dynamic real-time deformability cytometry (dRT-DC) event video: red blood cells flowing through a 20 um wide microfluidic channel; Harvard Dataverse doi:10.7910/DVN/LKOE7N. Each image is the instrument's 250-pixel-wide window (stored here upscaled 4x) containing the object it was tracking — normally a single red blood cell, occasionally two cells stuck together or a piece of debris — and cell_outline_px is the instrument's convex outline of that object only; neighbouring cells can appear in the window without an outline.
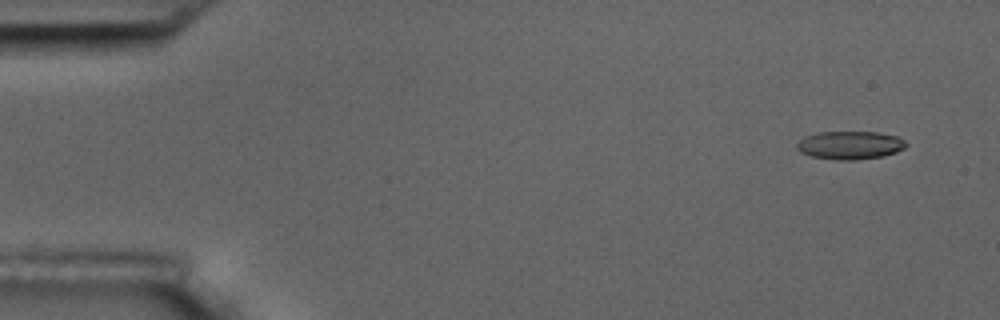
{"species": "common noctule bat (a hibernating species)", "species_latin": "Nyctalus noctula", "temperature_condition": "room temperature", "stored_images_in_passage": 6, "segment_of_instrument_passage": [2, 2], "camera_frame_rate_fps": 3000, "um_per_image_px": 0.085, "animal": {"sex": "male", "body_mass_g": 17.5, "forearm_length_mm": 52.3}, "frame": {"image": 1, "passage_image": 6, "time_ms": 6.0, "image_size_px": [1000, 320], "cell_outline_px": [[908, 144], [904, 148], [896, 152], [884, 156], [856, 160], [836, 160], [812, 156], [800, 152], [796, 148], [796, 144], [800, 140], [816, 132], [876, 132], [896, 136], [904, 140]], "centroid_in_image_um": [72.26, 12.35], "position_along_channel_um": 12.7, "area_um2": 17.92}}